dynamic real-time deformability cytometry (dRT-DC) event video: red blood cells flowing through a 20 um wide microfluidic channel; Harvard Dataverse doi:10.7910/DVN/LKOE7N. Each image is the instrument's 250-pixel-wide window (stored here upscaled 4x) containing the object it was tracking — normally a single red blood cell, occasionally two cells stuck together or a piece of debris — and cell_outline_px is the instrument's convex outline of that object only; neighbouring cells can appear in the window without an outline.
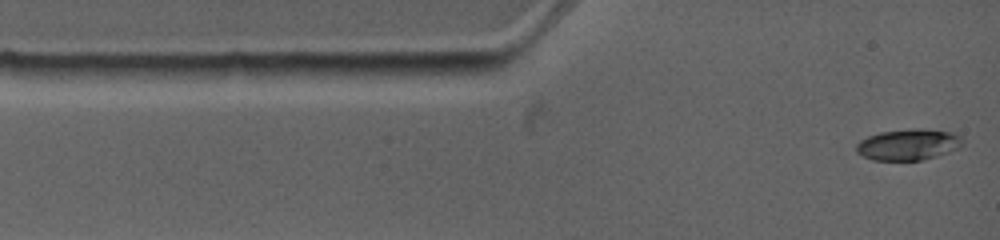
{"species": "common noctule bat (a hibernating species)", "species_latin": "Nyctalus noctula", "temperature_condition": "warm", "stored_images_in_passage": 5, "camera_frame_rate_fps": 4500, "um_per_image_px": 0.085, "animal": {"sex": "female", "body_mass_g": 19.0, "forearm_length_mm": 53.3}, "frame": {"image": 1, "passage_image": 1, "time_ms": 0.0, "image_size_px": [1000, 240], "cell_outline_px": [[964, 144], [960, 148], [936, 156], [920, 160], [872, 160], [856, 152], [856, 144], [860, 140], [868, 136], [880, 132], [924, 128], [952, 132], [960, 136], [964, 140]], "centroid_in_image_um": [77.23, 12.28], "position_along_channel_um": 7.8, "area_um2": 19.31}}
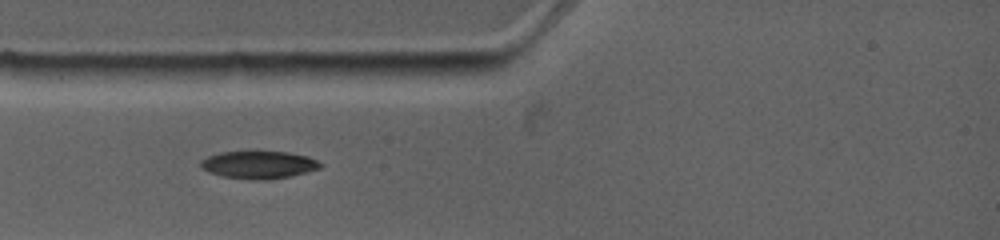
{"frame": {"image": 2, "passage_image": 4, "time_ms": 2.444, "image_size_px": [1000, 240], "cell_outline_px": [[324, 164], [320, 168], [288, 176], [260, 180], [220, 176], [208, 172], [200, 168], [200, 160], [208, 156], [220, 152], [288, 152], [308, 156]], "centroid_in_image_um": [21.95, 14.0], "position_along_channel_um": 63.1, "area_um2": 19.02}}
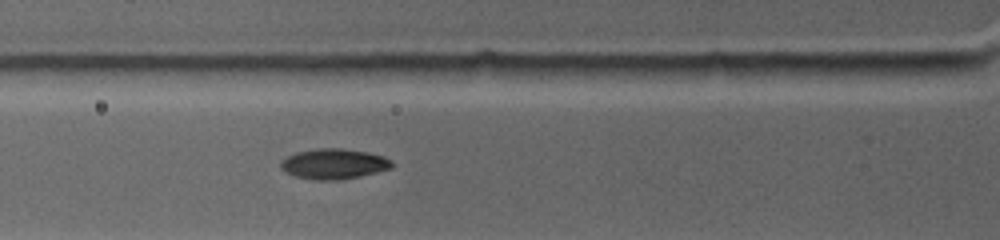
{"frame": {"image": 3, "passage_image": 5, "time_ms": 3.333, "image_size_px": [1000, 240], "cell_outline_px": [[392, 168], [360, 176], [340, 180], [312, 180], [296, 176], [284, 172], [280, 168], [280, 160], [296, 152], [316, 148], [340, 148], [368, 152], [384, 156], [392, 160]], "centroid_in_image_um": [28.35, 13.93], "position_along_channel_um": 97.4, "area_um2": 19.83}}